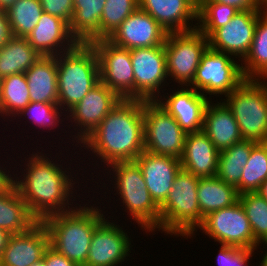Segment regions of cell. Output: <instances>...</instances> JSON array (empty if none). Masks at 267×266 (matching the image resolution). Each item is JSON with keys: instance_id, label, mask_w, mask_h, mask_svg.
I'll list each match as a JSON object with an SVG mask.
<instances>
[{"instance_id": "6da1fadb", "label": "cell", "mask_w": 267, "mask_h": 266, "mask_svg": "<svg viewBox=\"0 0 267 266\" xmlns=\"http://www.w3.org/2000/svg\"><path fill=\"white\" fill-rule=\"evenodd\" d=\"M44 154L39 153L38 150L31 156L29 153V157L25 159V172L23 171L20 175L23 177L20 178L14 174L13 182L18 193L26 202L29 212L38 221L55 213L73 210L78 205L73 202L76 200V197H73L76 196L73 192L75 190L73 185L75 186L78 181L74 182L76 178L72 176L73 174H69L68 168L65 170L62 164L50 160L51 154ZM73 178L75 179L73 180ZM71 203L76 206L73 207Z\"/></svg>"}, {"instance_id": "7a4b0ae2", "label": "cell", "mask_w": 267, "mask_h": 266, "mask_svg": "<svg viewBox=\"0 0 267 266\" xmlns=\"http://www.w3.org/2000/svg\"><path fill=\"white\" fill-rule=\"evenodd\" d=\"M144 100L121 99L80 145L105 165L135 161L144 148Z\"/></svg>"}, {"instance_id": "3957f363", "label": "cell", "mask_w": 267, "mask_h": 266, "mask_svg": "<svg viewBox=\"0 0 267 266\" xmlns=\"http://www.w3.org/2000/svg\"><path fill=\"white\" fill-rule=\"evenodd\" d=\"M84 205L49 215L41 221L48 230L50 246L77 266H85L93 233L106 218L98 206Z\"/></svg>"}, {"instance_id": "277c9868", "label": "cell", "mask_w": 267, "mask_h": 266, "mask_svg": "<svg viewBox=\"0 0 267 266\" xmlns=\"http://www.w3.org/2000/svg\"><path fill=\"white\" fill-rule=\"evenodd\" d=\"M58 105L66 112L100 83L98 56L91 44L78 43L72 50L56 55Z\"/></svg>"}, {"instance_id": "5b68a950", "label": "cell", "mask_w": 267, "mask_h": 266, "mask_svg": "<svg viewBox=\"0 0 267 266\" xmlns=\"http://www.w3.org/2000/svg\"><path fill=\"white\" fill-rule=\"evenodd\" d=\"M113 175L114 188L121 198L127 215L145 232L160 231V207L154 202L147 190L140 166L136 161H118L106 166ZM111 167V169H110ZM113 169V170H112ZM112 170V171H111ZM113 174H111V172ZM118 189V190H117ZM153 231V232H152Z\"/></svg>"}, {"instance_id": "8992f818", "label": "cell", "mask_w": 267, "mask_h": 266, "mask_svg": "<svg viewBox=\"0 0 267 266\" xmlns=\"http://www.w3.org/2000/svg\"><path fill=\"white\" fill-rule=\"evenodd\" d=\"M200 178L183 169L160 207V230L166 235L193 237L200 226L197 186ZM197 228V229H196Z\"/></svg>"}, {"instance_id": "52a82bcc", "label": "cell", "mask_w": 267, "mask_h": 266, "mask_svg": "<svg viewBox=\"0 0 267 266\" xmlns=\"http://www.w3.org/2000/svg\"><path fill=\"white\" fill-rule=\"evenodd\" d=\"M223 100L243 140L267 142V79H245Z\"/></svg>"}, {"instance_id": "ba28073f", "label": "cell", "mask_w": 267, "mask_h": 266, "mask_svg": "<svg viewBox=\"0 0 267 266\" xmlns=\"http://www.w3.org/2000/svg\"><path fill=\"white\" fill-rule=\"evenodd\" d=\"M168 80L189 86L195 77L201 56L209 47L208 37L197 28L168 33L164 42Z\"/></svg>"}, {"instance_id": "9c48e42d", "label": "cell", "mask_w": 267, "mask_h": 266, "mask_svg": "<svg viewBox=\"0 0 267 266\" xmlns=\"http://www.w3.org/2000/svg\"><path fill=\"white\" fill-rule=\"evenodd\" d=\"M234 59L236 60L231 55L208 47L201 56L194 80L189 87L201 92L205 97H226L245 80L241 65Z\"/></svg>"}, {"instance_id": "30bf717a", "label": "cell", "mask_w": 267, "mask_h": 266, "mask_svg": "<svg viewBox=\"0 0 267 266\" xmlns=\"http://www.w3.org/2000/svg\"><path fill=\"white\" fill-rule=\"evenodd\" d=\"M144 148L157 155L180 159L187 133L156 101H144Z\"/></svg>"}, {"instance_id": "8fae6325", "label": "cell", "mask_w": 267, "mask_h": 266, "mask_svg": "<svg viewBox=\"0 0 267 266\" xmlns=\"http://www.w3.org/2000/svg\"><path fill=\"white\" fill-rule=\"evenodd\" d=\"M219 244L257 250L253 232L240 201L207 215L198 227Z\"/></svg>"}, {"instance_id": "7c38bea8", "label": "cell", "mask_w": 267, "mask_h": 266, "mask_svg": "<svg viewBox=\"0 0 267 266\" xmlns=\"http://www.w3.org/2000/svg\"><path fill=\"white\" fill-rule=\"evenodd\" d=\"M130 56L134 73V99L157 100L163 86L167 87L165 83H167L168 74L164 44L132 49Z\"/></svg>"}, {"instance_id": "4fadbf2b", "label": "cell", "mask_w": 267, "mask_h": 266, "mask_svg": "<svg viewBox=\"0 0 267 266\" xmlns=\"http://www.w3.org/2000/svg\"><path fill=\"white\" fill-rule=\"evenodd\" d=\"M90 44L98 56L100 82L121 99H134V73L130 50L118 47L108 39H98Z\"/></svg>"}, {"instance_id": "5bb4252c", "label": "cell", "mask_w": 267, "mask_h": 266, "mask_svg": "<svg viewBox=\"0 0 267 266\" xmlns=\"http://www.w3.org/2000/svg\"><path fill=\"white\" fill-rule=\"evenodd\" d=\"M121 98L101 82L67 113L65 119L74 123L76 135H71L77 145L93 133L106 115L120 102ZM69 114V115H68ZM70 118V119H69ZM80 131V132H79ZM75 139V140H74Z\"/></svg>"}, {"instance_id": "9a60e30c", "label": "cell", "mask_w": 267, "mask_h": 266, "mask_svg": "<svg viewBox=\"0 0 267 266\" xmlns=\"http://www.w3.org/2000/svg\"><path fill=\"white\" fill-rule=\"evenodd\" d=\"M266 10H241L208 37L209 48L243 61L251 49L258 18ZM238 56V57H237Z\"/></svg>"}, {"instance_id": "2e32d148", "label": "cell", "mask_w": 267, "mask_h": 266, "mask_svg": "<svg viewBox=\"0 0 267 266\" xmlns=\"http://www.w3.org/2000/svg\"><path fill=\"white\" fill-rule=\"evenodd\" d=\"M130 245L123 227L104 219L93 233L85 266H119L130 256Z\"/></svg>"}, {"instance_id": "e0dca14e", "label": "cell", "mask_w": 267, "mask_h": 266, "mask_svg": "<svg viewBox=\"0 0 267 266\" xmlns=\"http://www.w3.org/2000/svg\"><path fill=\"white\" fill-rule=\"evenodd\" d=\"M168 32L147 12L137 9L107 38L129 50L163 45Z\"/></svg>"}, {"instance_id": "ac0fdd59", "label": "cell", "mask_w": 267, "mask_h": 266, "mask_svg": "<svg viewBox=\"0 0 267 266\" xmlns=\"http://www.w3.org/2000/svg\"><path fill=\"white\" fill-rule=\"evenodd\" d=\"M172 94L162 95L155 100L171 114L186 133L199 132L203 129L204 112L212 99L188 86H179ZM164 99V100H163Z\"/></svg>"}, {"instance_id": "d6986e66", "label": "cell", "mask_w": 267, "mask_h": 266, "mask_svg": "<svg viewBox=\"0 0 267 266\" xmlns=\"http://www.w3.org/2000/svg\"><path fill=\"white\" fill-rule=\"evenodd\" d=\"M49 246L48 230L38 221L28 231L11 235L0 258V266H31L43 259Z\"/></svg>"}, {"instance_id": "ffe728a7", "label": "cell", "mask_w": 267, "mask_h": 266, "mask_svg": "<svg viewBox=\"0 0 267 266\" xmlns=\"http://www.w3.org/2000/svg\"><path fill=\"white\" fill-rule=\"evenodd\" d=\"M135 161L141 168L147 190L154 202L160 206L182 169L180 159L143 151Z\"/></svg>"}, {"instance_id": "44dd1931", "label": "cell", "mask_w": 267, "mask_h": 266, "mask_svg": "<svg viewBox=\"0 0 267 266\" xmlns=\"http://www.w3.org/2000/svg\"><path fill=\"white\" fill-rule=\"evenodd\" d=\"M139 9L151 15L168 33L197 28L196 0H139Z\"/></svg>"}, {"instance_id": "7402d4cb", "label": "cell", "mask_w": 267, "mask_h": 266, "mask_svg": "<svg viewBox=\"0 0 267 266\" xmlns=\"http://www.w3.org/2000/svg\"><path fill=\"white\" fill-rule=\"evenodd\" d=\"M41 56H56L72 50L78 42L69 31V24L60 17L43 12L36 27L26 37Z\"/></svg>"}, {"instance_id": "603a6c76", "label": "cell", "mask_w": 267, "mask_h": 266, "mask_svg": "<svg viewBox=\"0 0 267 266\" xmlns=\"http://www.w3.org/2000/svg\"><path fill=\"white\" fill-rule=\"evenodd\" d=\"M218 156L219 151L201 130L187 133L180 163L183 170L196 177H213L217 173Z\"/></svg>"}, {"instance_id": "cb8c5ba5", "label": "cell", "mask_w": 267, "mask_h": 266, "mask_svg": "<svg viewBox=\"0 0 267 266\" xmlns=\"http://www.w3.org/2000/svg\"><path fill=\"white\" fill-rule=\"evenodd\" d=\"M220 100L217 103H212V100L208 102L202 129L219 152L243 140L232 112L223 100Z\"/></svg>"}, {"instance_id": "d4e9b609", "label": "cell", "mask_w": 267, "mask_h": 266, "mask_svg": "<svg viewBox=\"0 0 267 266\" xmlns=\"http://www.w3.org/2000/svg\"><path fill=\"white\" fill-rule=\"evenodd\" d=\"M30 102L58 104L56 56H42L25 72Z\"/></svg>"}, {"instance_id": "484cf974", "label": "cell", "mask_w": 267, "mask_h": 266, "mask_svg": "<svg viewBox=\"0 0 267 266\" xmlns=\"http://www.w3.org/2000/svg\"><path fill=\"white\" fill-rule=\"evenodd\" d=\"M107 0H73V16L69 23L72 37L83 44L100 39V19Z\"/></svg>"}, {"instance_id": "4316f807", "label": "cell", "mask_w": 267, "mask_h": 266, "mask_svg": "<svg viewBox=\"0 0 267 266\" xmlns=\"http://www.w3.org/2000/svg\"><path fill=\"white\" fill-rule=\"evenodd\" d=\"M200 209V225L212 212L230 207L239 201V193L233 185L227 184L217 176L200 178L197 186Z\"/></svg>"}, {"instance_id": "83f0119b", "label": "cell", "mask_w": 267, "mask_h": 266, "mask_svg": "<svg viewBox=\"0 0 267 266\" xmlns=\"http://www.w3.org/2000/svg\"><path fill=\"white\" fill-rule=\"evenodd\" d=\"M38 220L29 212L26 202L13 185L0 193V228L10 234L28 231Z\"/></svg>"}, {"instance_id": "f1b7e54d", "label": "cell", "mask_w": 267, "mask_h": 266, "mask_svg": "<svg viewBox=\"0 0 267 266\" xmlns=\"http://www.w3.org/2000/svg\"><path fill=\"white\" fill-rule=\"evenodd\" d=\"M41 57L26 38L11 37L0 47V79L25 73Z\"/></svg>"}, {"instance_id": "f546056e", "label": "cell", "mask_w": 267, "mask_h": 266, "mask_svg": "<svg viewBox=\"0 0 267 266\" xmlns=\"http://www.w3.org/2000/svg\"><path fill=\"white\" fill-rule=\"evenodd\" d=\"M240 64L245 79H267V10L258 18L251 49Z\"/></svg>"}, {"instance_id": "4dcf8cb0", "label": "cell", "mask_w": 267, "mask_h": 266, "mask_svg": "<svg viewBox=\"0 0 267 266\" xmlns=\"http://www.w3.org/2000/svg\"><path fill=\"white\" fill-rule=\"evenodd\" d=\"M30 103V93L25 73L13 74L0 81V115L17 117Z\"/></svg>"}, {"instance_id": "1f68e13d", "label": "cell", "mask_w": 267, "mask_h": 266, "mask_svg": "<svg viewBox=\"0 0 267 266\" xmlns=\"http://www.w3.org/2000/svg\"><path fill=\"white\" fill-rule=\"evenodd\" d=\"M5 13L11 36L26 38L39 22L43 9L39 0H18Z\"/></svg>"}, {"instance_id": "d6a6232c", "label": "cell", "mask_w": 267, "mask_h": 266, "mask_svg": "<svg viewBox=\"0 0 267 266\" xmlns=\"http://www.w3.org/2000/svg\"><path fill=\"white\" fill-rule=\"evenodd\" d=\"M239 10L211 0H199L197 11V29L209 37L216 29L227 24Z\"/></svg>"}, {"instance_id": "836d02e7", "label": "cell", "mask_w": 267, "mask_h": 266, "mask_svg": "<svg viewBox=\"0 0 267 266\" xmlns=\"http://www.w3.org/2000/svg\"><path fill=\"white\" fill-rule=\"evenodd\" d=\"M267 180V142L255 143L243 168L240 180V194L257 192Z\"/></svg>"}, {"instance_id": "e575fe53", "label": "cell", "mask_w": 267, "mask_h": 266, "mask_svg": "<svg viewBox=\"0 0 267 266\" xmlns=\"http://www.w3.org/2000/svg\"><path fill=\"white\" fill-rule=\"evenodd\" d=\"M239 201L249 220L257 243L267 240V200L258 192L239 194Z\"/></svg>"}, {"instance_id": "d590c367", "label": "cell", "mask_w": 267, "mask_h": 266, "mask_svg": "<svg viewBox=\"0 0 267 266\" xmlns=\"http://www.w3.org/2000/svg\"><path fill=\"white\" fill-rule=\"evenodd\" d=\"M139 8V0H107L100 19V39H107Z\"/></svg>"}, {"instance_id": "8d00e7d4", "label": "cell", "mask_w": 267, "mask_h": 266, "mask_svg": "<svg viewBox=\"0 0 267 266\" xmlns=\"http://www.w3.org/2000/svg\"><path fill=\"white\" fill-rule=\"evenodd\" d=\"M62 111L63 109L58 104L30 102L17 116L20 117L18 119H21L22 115L25 118L30 117L27 119H30L32 124L35 123V126L55 129L59 123L62 124V119H60L64 113Z\"/></svg>"}, {"instance_id": "74e56055", "label": "cell", "mask_w": 267, "mask_h": 266, "mask_svg": "<svg viewBox=\"0 0 267 266\" xmlns=\"http://www.w3.org/2000/svg\"><path fill=\"white\" fill-rule=\"evenodd\" d=\"M220 246L218 256H216L218 266H248L249 260L255 253V250L247 248L225 244Z\"/></svg>"}, {"instance_id": "f35d334b", "label": "cell", "mask_w": 267, "mask_h": 266, "mask_svg": "<svg viewBox=\"0 0 267 266\" xmlns=\"http://www.w3.org/2000/svg\"><path fill=\"white\" fill-rule=\"evenodd\" d=\"M254 144L255 142L250 140L236 142L228 149L219 152L218 162L247 163Z\"/></svg>"}, {"instance_id": "ab89813d", "label": "cell", "mask_w": 267, "mask_h": 266, "mask_svg": "<svg viewBox=\"0 0 267 266\" xmlns=\"http://www.w3.org/2000/svg\"><path fill=\"white\" fill-rule=\"evenodd\" d=\"M247 163L218 162L216 176L227 184L237 188L240 194V180Z\"/></svg>"}, {"instance_id": "60d3db41", "label": "cell", "mask_w": 267, "mask_h": 266, "mask_svg": "<svg viewBox=\"0 0 267 266\" xmlns=\"http://www.w3.org/2000/svg\"><path fill=\"white\" fill-rule=\"evenodd\" d=\"M43 12L49 13L60 17L65 20L68 24L70 23L73 16V0H39Z\"/></svg>"}, {"instance_id": "b9f144b4", "label": "cell", "mask_w": 267, "mask_h": 266, "mask_svg": "<svg viewBox=\"0 0 267 266\" xmlns=\"http://www.w3.org/2000/svg\"><path fill=\"white\" fill-rule=\"evenodd\" d=\"M230 5L241 10H267V5L262 0H211Z\"/></svg>"}, {"instance_id": "7bdbcfd3", "label": "cell", "mask_w": 267, "mask_h": 266, "mask_svg": "<svg viewBox=\"0 0 267 266\" xmlns=\"http://www.w3.org/2000/svg\"><path fill=\"white\" fill-rule=\"evenodd\" d=\"M43 259L46 266H77L73 261L58 253L51 246L46 249Z\"/></svg>"}, {"instance_id": "ee69618b", "label": "cell", "mask_w": 267, "mask_h": 266, "mask_svg": "<svg viewBox=\"0 0 267 266\" xmlns=\"http://www.w3.org/2000/svg\"><path fill=\"white\" fill-rule=\"evenodd\" d=\"M11 37L6 13L4 11H0V47L3 46Z\"/></svg>"}, {"instance_id": "f6af8a7d", "label": "cell", "mask_w": 267, "mask_h": 266, "mask_svg": "<svg viewBox=\"0 0 267 266\" xmlns=\"http://www.w3.org/2000/svg\"><path fill=\"white\" fill-rule=\"evenodd\" d=\"M1 166L2 165H0V193L9 190L13 186L14 182V177H12L14 175L13 174L11 175V173L9 174V172L11 171L8 170L6 172L5 171L6 169Z\"/></svg>"}, {"instance_id": "bcb514c9", "label": "cell", "mask_w": 267, "mask_h": 266, "mask_svg": "<svg viewBox=\"0 0 267 266\" xmlns=\"http://www.w3.org/2000/svg\"><path fill=\"white\" fill-rule=\"evenodd\" d=\"M12 234L8 231L0 228V258L2 256L3 251L7 247L8 241Z\"/></svg>"}, {"instance_id": "7dc6e473", "label": "cell", "mask_w": 267, "mask_h": 266, "mask_svg": "<svg viewBox=\"0 0 267 266\" xmlns=\"http://www.w3.org/2000/svg\"><path fill=\"white\" fill-rule=\"evenodd\" d=\"M18 0H0V11L6 12Z\"/></svg>"}, {"instance_id": "c3c4849f", "label": "cell", "mask_w": 267, "mask_h": 266, "mask_svg": "<svg viewBox=\"0 0 267 266\" xmlns=\"http://www.w3.org/2000/svg\"><path fill=\"white\" fill-rule=\"evenodd\" d=\"M260 244H263V246H265V249L267 248V240L258 243L257 248H259ZM264 253L265 254H263L262 261L261 263L259 262L258 266H267V250Z\"/></svg>"}, {"instance_id": "681fc988", "label": "cell", "mask_w": 267, "mask_h": 266, "mask_svg": "<svg viewBox=\"0 0 267 266\" xmlns=\"http://www.w3.org/2000/svg\"><path fill=\"white\" fill-rule=\"evenodd\" d=\"M257 192L267 200V180L262 183L260 189Z\"/></svg>"}, {"instance_id": "f907efd6", "label": "cell", "mask_w": 267, "mask_h": 266, "mask_svg": "<svg viewBox=\"0 0 267 266\" xmlns=\"http://www.w3.org/2000/svg\"><path fill=\"white\" fill-rule=\"evenodd\" d=\"M31 266H46L44 259L39 260L38 262L33 263Z\"/></svg>"}]
</instances>
